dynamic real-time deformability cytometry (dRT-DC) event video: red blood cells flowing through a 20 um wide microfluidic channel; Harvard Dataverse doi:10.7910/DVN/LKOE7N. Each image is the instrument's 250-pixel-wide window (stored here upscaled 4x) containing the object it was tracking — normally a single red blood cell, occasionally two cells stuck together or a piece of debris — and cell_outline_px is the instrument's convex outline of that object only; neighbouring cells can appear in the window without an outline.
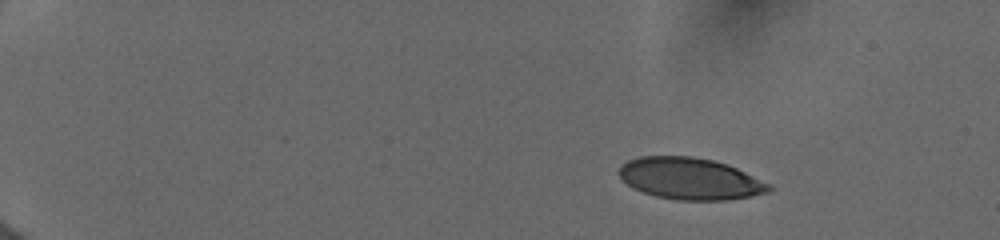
{"species": "human", "species_latin": "Homo sapiens", "temperature_condition": "cold", "stored_images_in_passage": 16, "camera_frame_rate_fps": 3000, "um_per_image_px": 0.085, "donor": {"sex": "female"}, "frame": {"image": 1, "passage_image": 1, "time_ms": 0.0, "image_size_px": [1000, 240], "cell_outline_px": [[772, 188], [768, 192], [752, 196], [728, 200], [676, 200], [656, 196], [632, 188], [616, 172], [620, 164], [628, 160], [640, 156], [692, 156], [712, 160], [728, 164], [772, 184]], "centroid_in_image_um": [58.66, 15.18], "position_along_channel_um": 26.3, "area_um2": 36.7}}
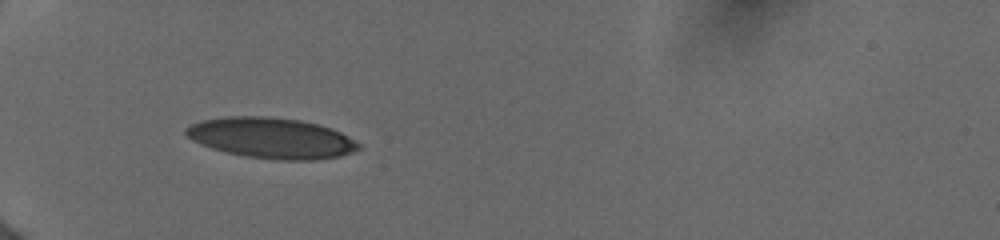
{"frame": {"image": 2, "passage_image": 10, "time_ms": 3.667, "image_size_px": [1000, 240], "cell_outline_px": [[360, 148], [352, 152], [340, 156], [316, 160], [280, 160], [244, 156], [212, 148], [200, 144], [192, 140], [184, 132], [184, 128], [200, 120], [228, 116], [264, 116], [300, 120], [332, 128], [340, 132], [360, 144]], "centroid_in_image_um": [23.05, 11.73], "position_along_channel_um": 62.0, "area_um2": 40.81}}
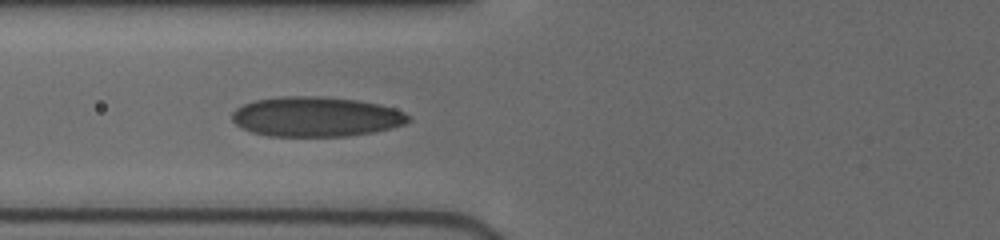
{"frame": {"image": 3, "passage_image": 14, "time_ms": 5.0, "image_size_px": [1000, 240], "cell_outline_px": [[412, 120], [404, 124], [372, 132], [348, 136], [268, 136], [252, 132], [240, 128], [232, 120], [232, 112], [236, 108], [244, 104], [256, 100], [280, 96], [320, 96], [356, 100], [376, 104], [392, 108], [404, 112]], "centroid_in_image_um": [26.81, 9.92], "position_along_channel_um": 99.0, "area_um2": 40.81}}